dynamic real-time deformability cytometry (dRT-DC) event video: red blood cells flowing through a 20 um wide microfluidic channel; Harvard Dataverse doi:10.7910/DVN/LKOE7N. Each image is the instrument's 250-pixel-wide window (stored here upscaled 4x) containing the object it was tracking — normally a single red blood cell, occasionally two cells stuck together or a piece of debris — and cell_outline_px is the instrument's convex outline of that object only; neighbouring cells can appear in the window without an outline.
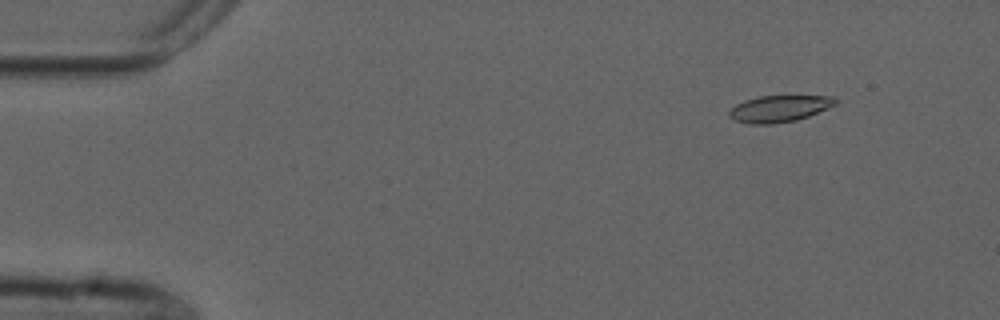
{"species": "common noctule bat (a hibernating species)", "species_latin": "Nyctalus noctula", "temperature_condition": "cold", "stored_images_in_passage": 54, "camera_frame_rate_fps": 3000, "um_per_image_px": 0.085, "animal": {"sex": "male", "forearm_length_mm": 52.5}, "frame": {"image": 1, "passage_image": 6, "time_ms": 1.667, "image_size_px": [1000, 320], "cell_outline_px": [[836, 104], [828, 108], [808, 116], [796, 120], [772, 124], [748, 124], [736, 120], [728, 116], [728, 112], [736, 104], [744, 100], [756, 96], [832, 96], [836, 100]], "centroid_in_image_um": [66.2, 9.23], "position_along_channel_um": 18.8, "area_um2": 16.42}}
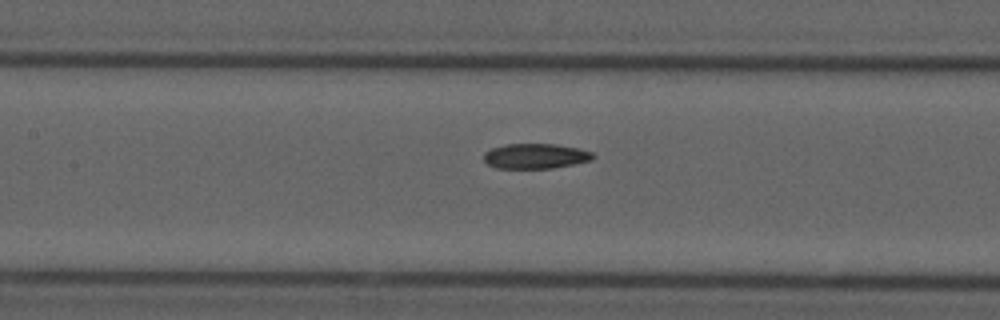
{"frame": {"image": 2, "passage_image": 25, "time_ms": 8.0, "image_size_px": [1000, 320], "cell_outline_px": [[596, 156], [592, 160], [552, 168], [496, 168], [488, 164], [484, 160], [484, 152], [492, 148], [504, 144], [556, 144], [580, 148], [592, 152]], "centroid_in_image_um": [45.53, 13.26], "position_along_channel_um": 161.9, "area_um2": 16.01}}
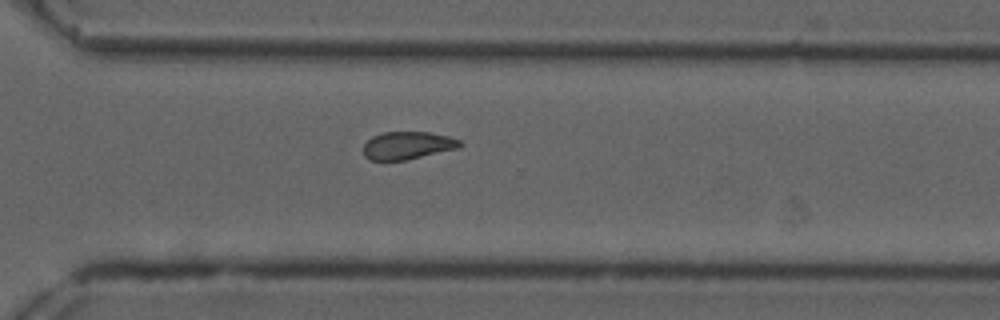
{"frame": {"image": 3, "passage_image": 39, "time_ms": 12.667, "image_size_px": [1000, 320], "cell_outline_px": [[464, 144], [460, 148], [408, 160], [372, 160], [364, 156], [364, 144], [372, 136], [384, 132], [428, 132], [448, 136], [460, 140]], "centroid_in_image_um": [34.69, 12.37], "position_along_channel_um": 335.9, "area_um2": 15.72}, "authors_computed_cell_mechanics": {"area_um2": 16.6753, "velocity_mm_per_s": 3.7442, "shape_relaxation_time_tau1_ms": null, "shape_relaxation_time_tau2_ms": 5.8091, "deformation_change_tau1": null, "deformation_change_tau2": 0.1201}}